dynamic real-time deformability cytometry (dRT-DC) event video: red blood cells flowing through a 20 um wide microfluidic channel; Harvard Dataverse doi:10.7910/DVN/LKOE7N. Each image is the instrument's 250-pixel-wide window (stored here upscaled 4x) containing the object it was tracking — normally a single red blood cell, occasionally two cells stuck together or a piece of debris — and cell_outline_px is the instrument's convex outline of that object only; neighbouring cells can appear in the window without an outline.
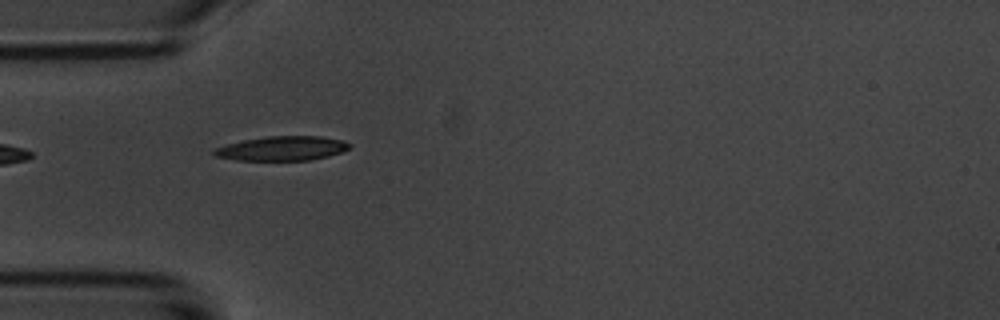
{"species": "common noctule bat (a hibernating species)", "species_latin": "Nyctalus noctula", "temperature_condition": "room temperature", "stored_images_in_passage": 6, "camera_frame_rate_fps": 3000, "um_per_image_px": 0.085, "animal": {"sex": "male", "body_mass_g": 20.1, "forearm_length_mm": 53.5}, "frame": {"image": 1, "passage_image": 5, "time_ms": 4.667, "image_size_px": [1000, 320], "cell_outline_px": [[352, 148], [328, 156], [308, 160], [236, 160], [216, 156], [212, 152], [212, 148], [244, 140], [268, 136], [320, 136], [344, 140], [352, 144]], "centroid_in_image_um": [24.0, 12.61], "position_along_channel_um": 61.0, "area_um2": 19.25}}
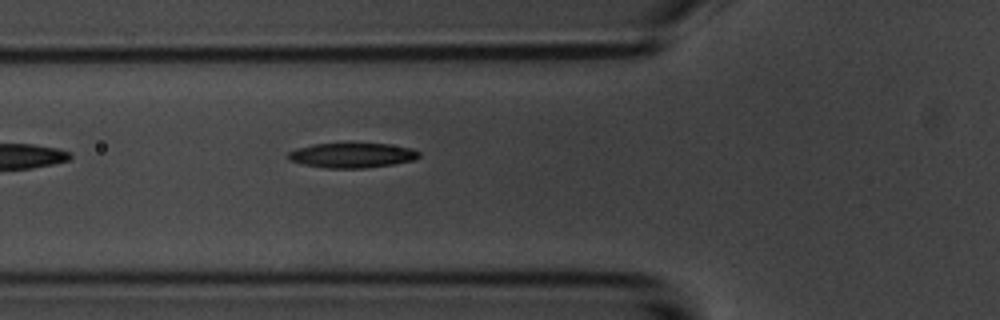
{"frame": {"image": 2, "passage_image": 6, "time_ms": 5.667, "image_size_px": [1000, 320], "cell_outline_px": [[420, 156], [412, 160], [392, 164], [364, 168], [324, 168], [304, 164], [288, 160], [284, 156], [288, 152], [296, 148], [312, 144], [388, 144], [412, 148], [420, 152]], "centroid_in_image_um": [29.87, 13.2], "position_along_channel_um": 95.9, "area_um2": 18.9}}